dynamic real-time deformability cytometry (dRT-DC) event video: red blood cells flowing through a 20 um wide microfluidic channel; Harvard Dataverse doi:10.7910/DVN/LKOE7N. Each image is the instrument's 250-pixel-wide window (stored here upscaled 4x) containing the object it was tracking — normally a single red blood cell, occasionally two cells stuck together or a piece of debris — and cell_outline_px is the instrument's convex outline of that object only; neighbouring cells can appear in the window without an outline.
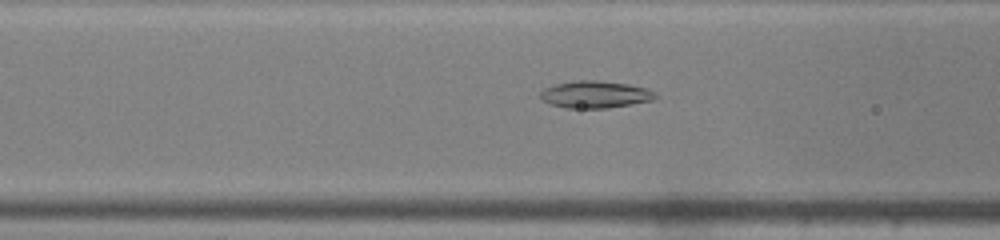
{"species": "common noctule bat (a hibernating species)", "species_latin": "Nyctalus noctula", "temperature_condition": "warm", "stored_images_in_passage": 32, "camera_frame_rate_fps": 3000, "um_per_image_px": 0.085, "animal": {"sex": "male", "body_mass_g": 19.0, "forearm_length_mm": 50.8}, "frame": {"image": 1, "passage_image": 12, "time_ms": 3.667, "image_size_px": [1000, 240], "cell_outline_px": [[656, 96], [652, 100], [632, 104], [608, 108], [568, 108], [552, 104], [544, 100], [540, 96], [540, 92], [544, 88], [556, 84], [576, 80], [596, 80], [628, 84], [648, 88], [656, 92]], "centroid_in_image_um": [50.62, 8.02], "position_along_channel_um": 116.0, "area_um2": 18.09}}
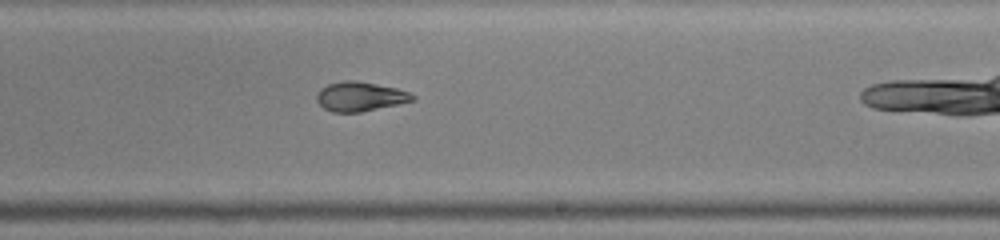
{"frame": {"image": 2, "passage_image": 22, "time_ms": 7.0, "image_size_px": [1000, 240], "cell_outline_px": [[416, 100], [400, 104], [360, 112], [332, 112], [324, 108], [316, 100], [316, 92], [320, 88], [328, 84], [344, 80], [356, 80], [396, 88], [408, 92], [416, 96]], "centroid_in_image_um": [30.6, 8.2], "position_along_channel_um": 258.4, "area_um2": 16.53}}
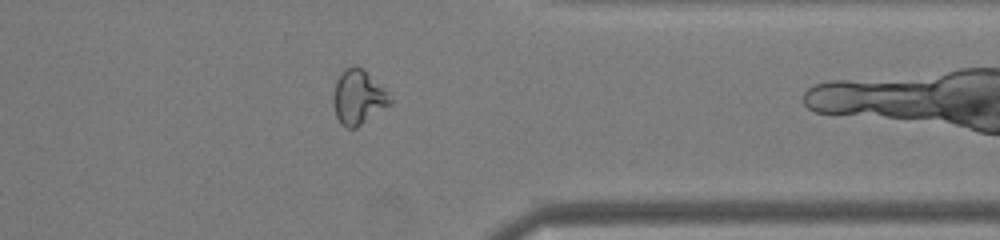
{"frame": {"image": 3, "passage_image": 31, "time_ms": 10.0, "image_size_px": [1000, 240], "cell_outline_px": [[392, 100], [388, 104], [356, 128], [344, 128], [340, 124], [336, 116], [332, 100], [332, 96], [336, 80], [344, 68], [356, 64], [364, 68], [388, 92]], "centroid_in_image_um": [30.4, 8.22], "position_along_channel_um": 381.0, "area_um2": 18.09}}